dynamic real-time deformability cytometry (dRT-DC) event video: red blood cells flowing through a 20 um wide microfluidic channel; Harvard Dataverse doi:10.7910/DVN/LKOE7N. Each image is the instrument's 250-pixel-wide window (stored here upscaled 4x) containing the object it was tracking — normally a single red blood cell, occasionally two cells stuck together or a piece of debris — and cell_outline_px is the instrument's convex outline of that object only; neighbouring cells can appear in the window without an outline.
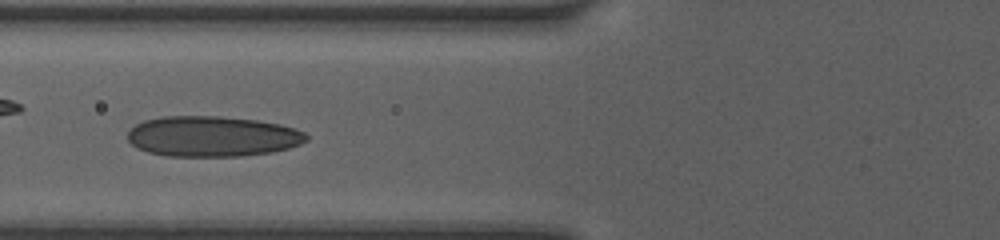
{"species": "human", "species_latin": "Homo sapiens", "temperature_condition": "room temperature", "stored_images_in_passage": 12, "camera_frame_rate_fps": 3000, "um_per_image_px": 0.085, "donor": {"sex": "female"}, "frame": {"image": 1, "passage_image": 9, "time_ms": 3.667, "image_size_px": [1000, 240], "cell_outline_px": [[308, 140], [300, 144], [288, 148], [272, 152], [240, 156], [164, 156], [148, 152], [136, 148], [128, 140], [128, 132], [136, 124], [144, 120], [164, 116], [220, 116], [256, 120], [280, 124], [296, 128], [304, 132], [308, 136]], "centroid_in_image_um": [18.05, 11.59], "position_along_channel_um": 107.7, "area_um2": 42.37}}